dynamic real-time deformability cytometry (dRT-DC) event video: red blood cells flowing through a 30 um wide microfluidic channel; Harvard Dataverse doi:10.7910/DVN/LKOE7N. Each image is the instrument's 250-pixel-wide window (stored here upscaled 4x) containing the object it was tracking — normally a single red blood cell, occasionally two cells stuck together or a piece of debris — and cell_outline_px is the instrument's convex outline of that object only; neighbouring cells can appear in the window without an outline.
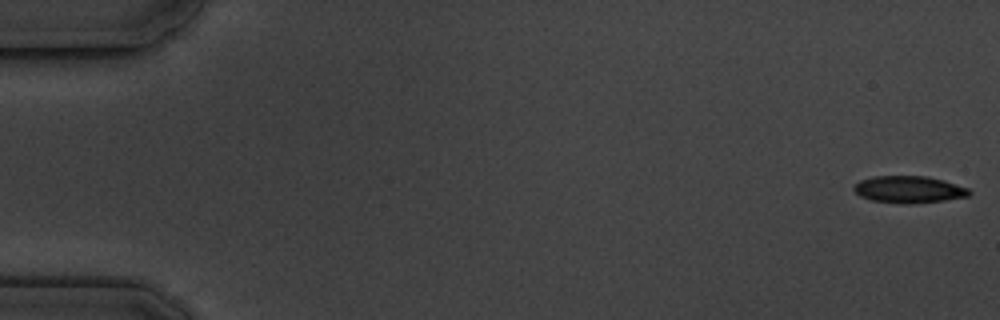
{"species": "common noctule bat (a hibernating species)", "species_latin": "Nyctalus noctula", "temperature_condition": "cold", "stored_images_in_passage": 5, "camera_frame_rate_fps": 3000, "um_per_image_px": 0.085, "animal": {"sex": "male", "body_mass_g": 19.5, "forearm_length_mm": 54.6}, "frame": {"image": 1, "passage_image": 1, "time_ms": 0.0, "image_size_px": [1000, 320], "cell_outline_px": [[972, 192], [968, 196], [944, 200], [908, 204], [904, 204], [872, 200], [860, 196], [852, 188], [860, 180], [872, 176], [928, 176], [944, 180], [968, 188]], "centroid_in_image_um": [77.26, 16.1], "position_along_channel_um": 7.7, "area_um2": 18.09}}
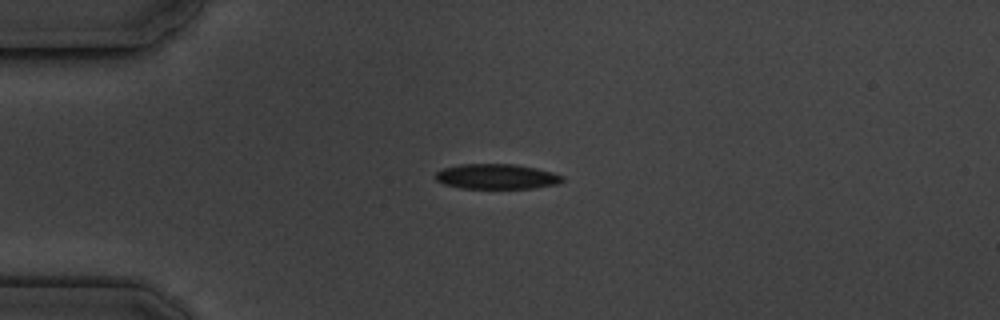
{"frame": {"image": 2, "passage_image": 4, "time_ms": 4.333, "image_size_px": [1000, 320], "cell_outline_px": [[564, 180], [560, 184], [532, 188], [460, 188], [444, 184], [436, 180], [436, 172], [444, 168], [460, 164], [512, 164], [536, 168], [552, 172], [564, 176]], "centroid_in_image_um": [42.24, 15.01], "position_along_channel_um": 42.8, "area_um2": 18.55}}